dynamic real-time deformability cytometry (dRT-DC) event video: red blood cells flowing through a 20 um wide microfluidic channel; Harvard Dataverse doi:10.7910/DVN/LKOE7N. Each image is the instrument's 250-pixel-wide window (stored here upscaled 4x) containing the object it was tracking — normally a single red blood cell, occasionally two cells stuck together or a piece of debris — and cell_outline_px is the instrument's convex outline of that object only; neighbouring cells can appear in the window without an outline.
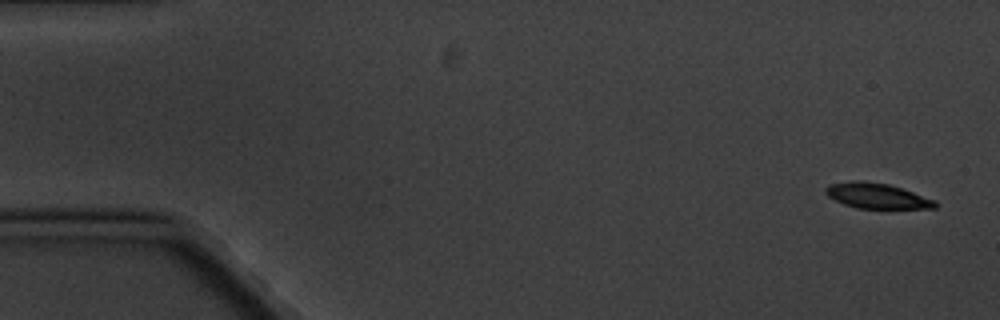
{"species": "common noctule bat (a hibernating species)", "species_latin": "Nyctalus noctula", "temperature_condition": "cold", "stored_images_in_passage": 5, "camera_frame_rate_fps": 3000, "um_per_image_px": 0.085, "animal": {"sex": "male", "body_mass_g": 20.1, "forearm_length_mm": 53.5}, "frame": {"image": 1, "passage_image": 1, "time_ms": 0.0, "image_size_px": [1000, 320], "cell_outline_px": [[940, 204], [936, 208], [856, 208], [844, 204], [828, 196], [824, 192], [824, 188], [828, 184], [852, 180], [864, 180], [888, 184], [936, 200]], "centroid_in_image_um": [74.51, 16.63], "position_along_channel_um": 10.5, "area_um2": 16.24}}
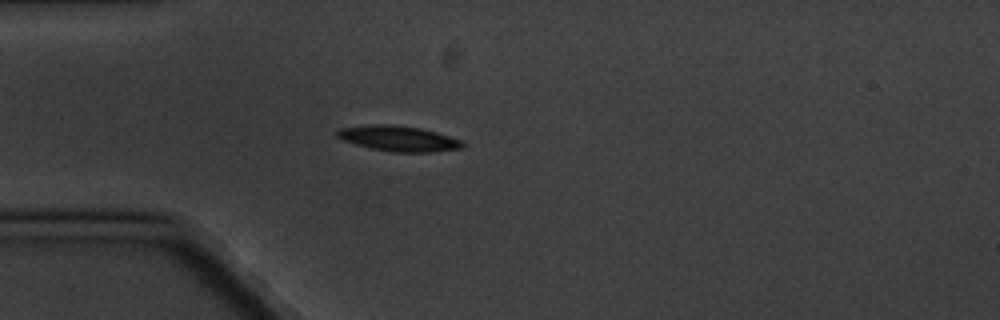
{"frame": {"image": 2, "passage_image": 5, "time_ms": 4.667, "image_size_px": [1000, 320], "cell_outline_px": [[468, 144], [464, 148], [432, 152], [392, 152], [372, 148], [356, 144], [344, 140], [336, 136], [336, 128], [372, 124], [392, 124], [420, 128], [436, 132], [460, 140]], "centroid_in_image_um": [33.88, 11.77], "position_along_channel_um": 51.1, "area_um2": 18.67}}